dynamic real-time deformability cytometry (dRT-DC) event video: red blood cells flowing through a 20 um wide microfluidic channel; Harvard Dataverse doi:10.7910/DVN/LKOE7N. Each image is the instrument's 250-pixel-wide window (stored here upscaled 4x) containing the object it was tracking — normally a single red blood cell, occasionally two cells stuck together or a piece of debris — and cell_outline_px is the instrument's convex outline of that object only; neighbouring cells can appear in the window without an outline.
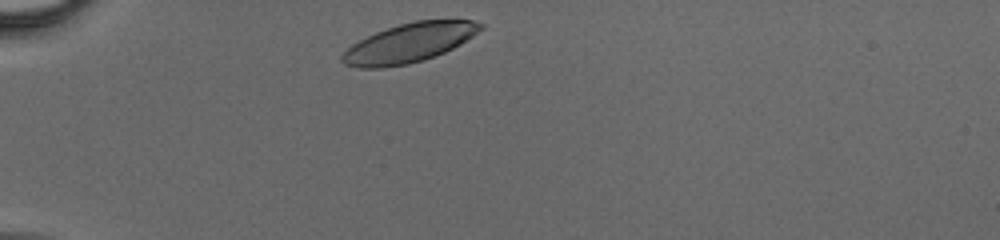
{"species": "human", "species_latin": "Homo sapiens", "temperature_condition": "cold", "stored_images_in_passage": 28, "camera_frame_rate_fps": 3000, "um_per_image_px": 0.085, "donor": {"sex": "male"}, "frame": {"image": 1, "passage_image": 1, "time_ms": 0.0, "image_size_px": [1000, 240], "cell_outline_px": [[484, 28], [460, 44], [436, 56], [424, 60], [408, 64], [384, 68], [356, 68], [344, 64], [340, 60], [340, 56], [352, 44], [376, 32], [400, 24], [416, 20], [472, 20], [484, 24]], "centroid_in_image_um": [34.77, 3.66], "position_along_channel_um": 50.2, "area_um2": 31.5}}
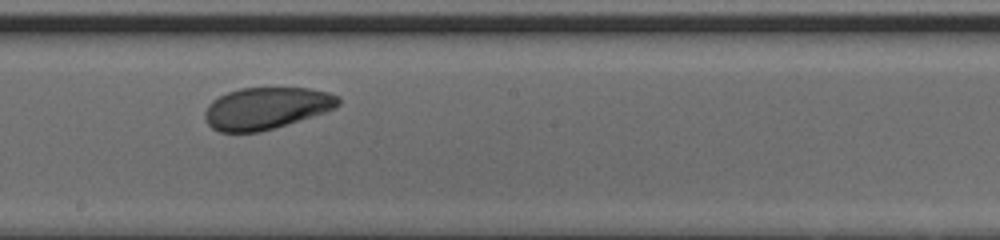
{"frame": {"image": 2, "passage_image": 15, "time_ms": 4.667, "image_size_px": [1000, 240], "cell_outline_px": [[340, 104], [336, 108], [276, 128], [260, 132], [220, 132], [212, 128], [208, 124], [204, 116], [204, 112], [208, 104], [212, 100], [228, 92], [240, 88], [308, 88], [328, 92], [340, 96]], "centroid_in_image_um": [22.64, 9.2], "position_along_channel_um": 225.6, "area_um2": 32.66}}
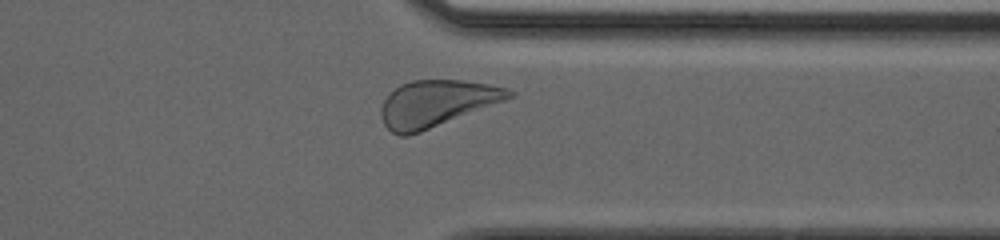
{"frame": {"image": 3, "passage_image": 25, "time_ms": 8.0, "image_size_px": [1000, 240], "cell_outline_px": [[516, 92], [512, 96], [504, 100], [420, 132], [408, 136], [400, 136], [392, 132], [384, 124], [380, 116], [380, 108], [384, 100], [400, 84], [412, 80], [464, 80], [488, 84], [508, 88]], "centroid_in_image_um": [37.07, 8.78], "position_along_channel_um": 374.3, "area_um2": 34.22}}